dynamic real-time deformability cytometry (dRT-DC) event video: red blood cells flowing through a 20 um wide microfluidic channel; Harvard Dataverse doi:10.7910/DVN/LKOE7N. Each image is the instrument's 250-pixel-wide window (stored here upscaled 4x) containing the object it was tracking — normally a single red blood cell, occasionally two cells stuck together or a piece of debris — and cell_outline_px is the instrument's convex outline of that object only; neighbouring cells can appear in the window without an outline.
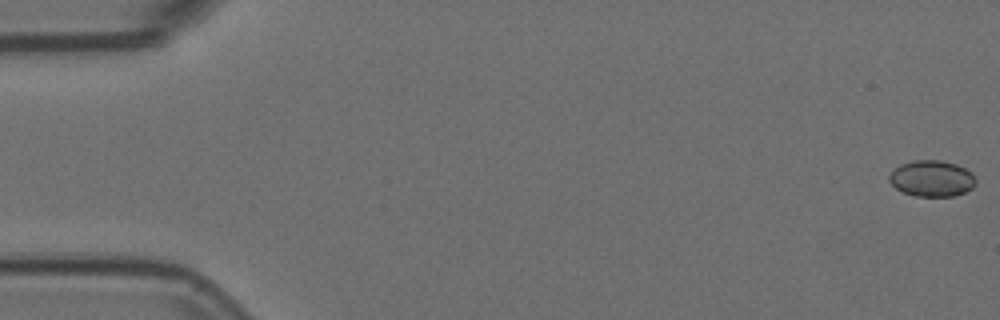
{"species": "Egyptian fruit bat (a non-hibernating species)", "species_latin": "Rousettus aegyptiacus", "temperature_condition": "room temperature", "stored_images_in_passage": 12, "camera_frame_rate_fps": 3000, "um_per_image_px": 0.085, "animal": {"sex": "female"}, "frame": {"image": 1, "passage_image": 1, "time_ms": 0.0, "image_size_px": [1000, 320], "cell_outline_px": [[976, 184], [972, 188], [956, 196], [916, 196], [904, 192], [896, 188], [888, 180], [888, 176], [900, 164], [916, 160], [940, 160], [956, 164], [972, 172], [976, 180]], "centroid_in_image_um": [79.22, 15.17], "position_along_channel_um": 5.8, "area_um2": 18.21}}